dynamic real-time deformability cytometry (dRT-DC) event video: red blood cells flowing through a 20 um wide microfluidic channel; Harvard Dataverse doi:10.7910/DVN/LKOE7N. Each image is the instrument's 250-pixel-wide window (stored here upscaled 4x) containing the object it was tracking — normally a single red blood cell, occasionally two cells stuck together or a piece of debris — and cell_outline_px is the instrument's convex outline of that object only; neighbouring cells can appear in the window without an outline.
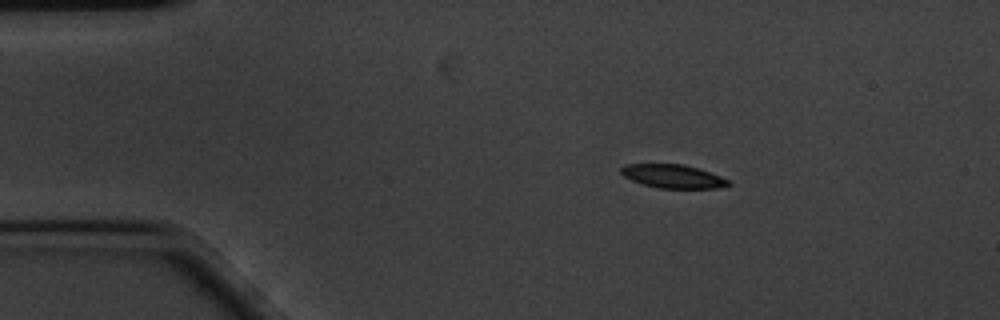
{"species": "common noctule bat (a hibernating species)", "species_latin": "Nyctalus noctula", "temperature_condition": "cold", "stored_images_in_passage": 50, "camera_frame_rate_fps": 3000, "um_per_image_px": 0.085, "animal": {"sex": "male", "body_mass_g": 20.1, "forearm_length_mm": 53.5}, "frame": {"image": 1, "passage_image": 1, "time_ms": 0.0, "image_size_px": [1000, 320], "cell_outline_px": [[732, 184], [720, 188], [656, 188], [632, 180], [624, 176], [620, 172], [620, 168], [624, 164], [684, 164], [720, 176], [728, 180]], "centroid_in_image_um": [57.18, 14.99], "position_along_channel_um": 27.8, "area_um2": 14.62}}
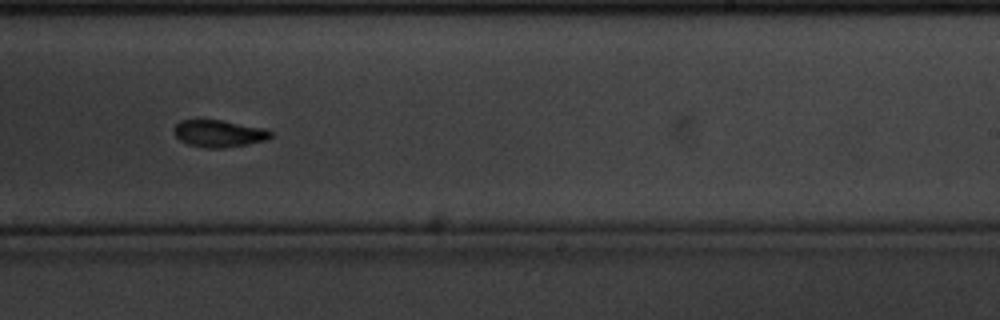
{"frame": {"image": 2, "passage_image": 27, "time_ms": 8.667, "image_size_px": [1000, 320], "cell_outline_px": [[272, 136], [268, 140], [248, 144], [224, 148], [208, 148], [188, 144], [180, 140], [172, 132], [172, 128], [180, 120], [220, 120], [268, 128], [272, 132]], "centroid_in_image_um": [18.63, 11.34], "position_along_channel_um": 270.4, "area_um2": 15.49}}
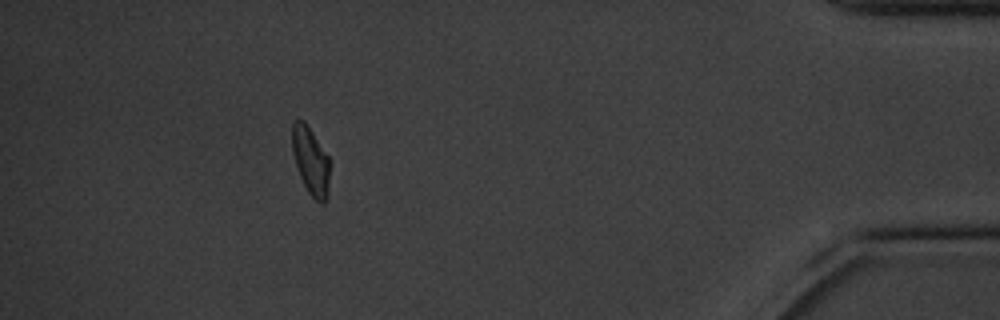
{"frame": {"image": 3, "passage_image": 44, "time_ms": 14.333, "image_size_px": [1000, 320], "cell_outline_px": [[328, 192], [324, 204], [320, 204], [308, 192], [300, 176], [292, 152], [292, 124], [296, 120], [304, 120], [328, 156]], "centroid_in_image_um": [26.39, 13.67], "position_along_channel_um": 408.8, "area_um2": 14.51}, "authors_computed_cell_mechanics": {"area_um2": 15.5193, "velocity_mm_per_s": 3.4158, "shape_relaxation_time_tau1_ms": 2.0016, "shape_relaxation_time_tau2_ms": 6.3804, "deformation_change_tau1": 0.1433, "deformation_change_tau2": 0.1221}}